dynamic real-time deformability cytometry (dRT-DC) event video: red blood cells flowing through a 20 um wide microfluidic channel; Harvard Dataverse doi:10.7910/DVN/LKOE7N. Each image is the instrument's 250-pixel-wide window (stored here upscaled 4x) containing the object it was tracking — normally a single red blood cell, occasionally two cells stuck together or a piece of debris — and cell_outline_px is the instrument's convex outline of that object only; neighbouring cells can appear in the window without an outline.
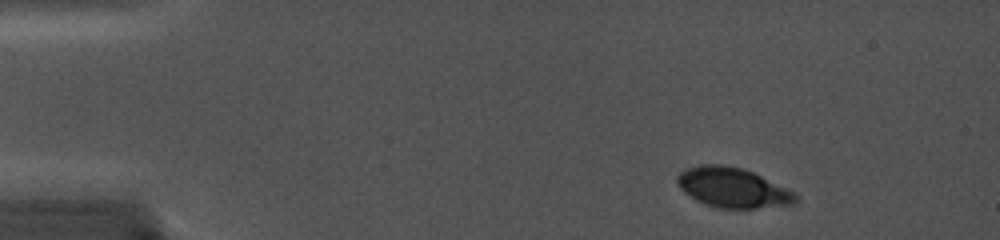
{"species": "common noctule bat (a hibernating species)", "species_latin": "Nyctalus noctula", "temperature_condition": "cold", "stored_images_in_passage": 31, "camera_frame_rate_fps": 5000, "um_per_image_px": 0.085, "animal": {"sex": "female", "body_mass_g": 19.0, "forearm_length_mm": 56.7}, "frame": {"image": 1, "passage_image": 8, "time_ms": 1.4, "image_size_px": [1000, 240], "cell_outline_px": [[800, 200], [796, 204], [756, 208], [716, 208], [704, 204], [696, 200], [684, 192], [676, 184], [676, 176], [680, 172], [688, 168], [700, 164], [724, 164], [744, 168], [792, 192]], "centroid_in_image_um": [62.23, 15.95], "position_along_channel_um": 22.8, "area_um2": 27.46}}
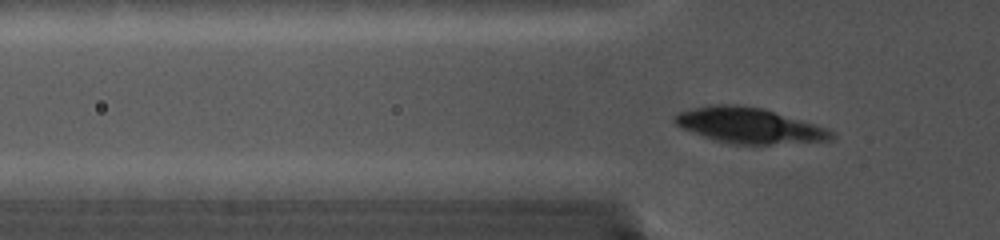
{"frame": {"image": 2, "passage_image": 25, "time_ms": 4.8, "image_size_px": [1000, 240], "cell_outline_px": [[836, 136], [832, 140], [768, 144], [732, 144], [716, 140], [704, 136], [684, 128], [676, 124], [672, 120], [672, 116], [676, 112], [692, 108], [712, 104], [740, 104], [764, 108], [828, 128], [836, 132]], "centroid_in_image_um": [63.69, 10.65], "position_along_channel_um": 62.1, "area_um2": 32.54}}